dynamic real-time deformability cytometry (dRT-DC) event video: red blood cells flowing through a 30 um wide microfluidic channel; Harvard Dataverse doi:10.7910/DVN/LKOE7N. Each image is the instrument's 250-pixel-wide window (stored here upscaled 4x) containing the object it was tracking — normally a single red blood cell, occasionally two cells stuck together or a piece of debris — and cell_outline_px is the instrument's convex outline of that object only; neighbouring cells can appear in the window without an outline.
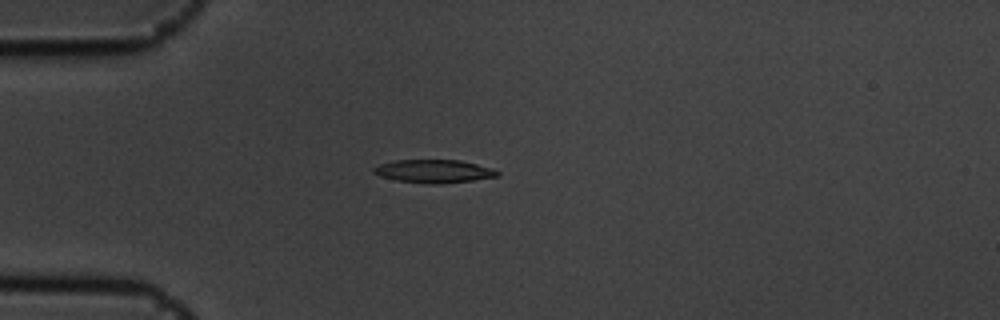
{"species": "common noctule bat (a hibernating species)", "species_latin": "Nyctalus noctula", "temperature_condition": "cold", "stored_images_in_passage": 9, "camera_frame_rate_fps": 3000, "um_per_image_px": 0.085, "animal": {"sex": "male", "body_mass_g": 19.5, "forearm_length_mm": 54.6}, "frame": {"image": 1, "passage_image": 4, "time_ms": 1.0, "image_size_px": [1000, 320], "cell_outline_px": [[500, 176], [472, 180], [440, 184], [428, 184], [396, 180], [380, 176], [372, 172], [372, 168], [380, 164], [396, 160], [460, 160], [492, 168], [500, 172]], "centroid_in_image_um": [36.88, 14.56], "position_along_channel_um": 48.1, "area_um2": 16.7}}
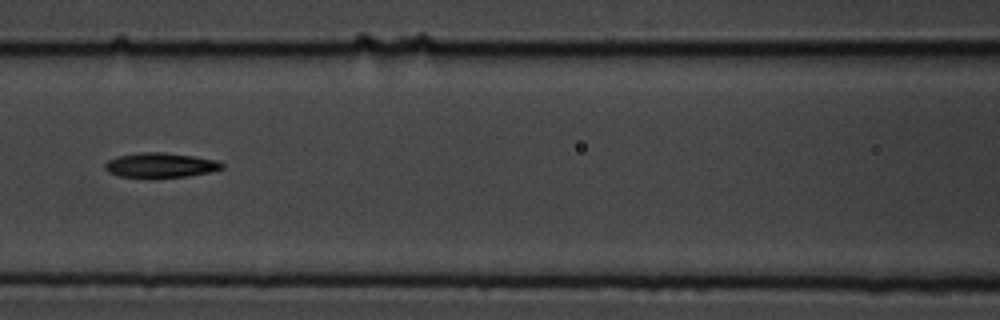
{"frame": {"image": 2, "passage_image": 7, "time_ms": 2.0, "image_size_px": [1000, 320], "cell_outline_px": [[224, 168], [208, 172], [188, 176], [148, 180], [120, 176], [108, 172], [104, 168], [104, 164], [108, 160], [120, 156], [140, 152], [164, 152], [192, 156], [216, 160], [224, 164]], "centroid_in_image_um": [13.6, 14.08], "position_along_channel_um": 153.0, "area_um2": 17.34}}
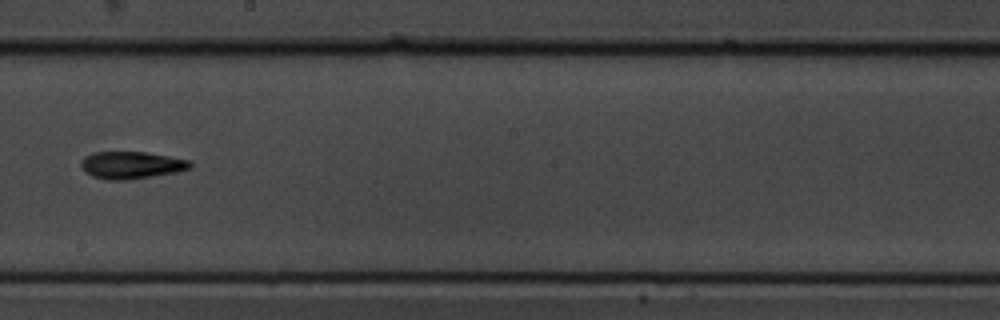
{"frame": {"image": 3, "passage_image": 9, "time_ms": 2.667, "image_size_px": [1000, 320], "cell_outline_px": [[192, 168], [176, 172], [128, 180], [108, 180], [92, 176], [84, 172], [80, 164], [80, 160], [84, 156], [92, 152], [144, 152], [192, 160]], "centroid_in_image_um": [11.15, 14.03], "position_along_channel_um": 237.1, "area_um2": 17.51}}